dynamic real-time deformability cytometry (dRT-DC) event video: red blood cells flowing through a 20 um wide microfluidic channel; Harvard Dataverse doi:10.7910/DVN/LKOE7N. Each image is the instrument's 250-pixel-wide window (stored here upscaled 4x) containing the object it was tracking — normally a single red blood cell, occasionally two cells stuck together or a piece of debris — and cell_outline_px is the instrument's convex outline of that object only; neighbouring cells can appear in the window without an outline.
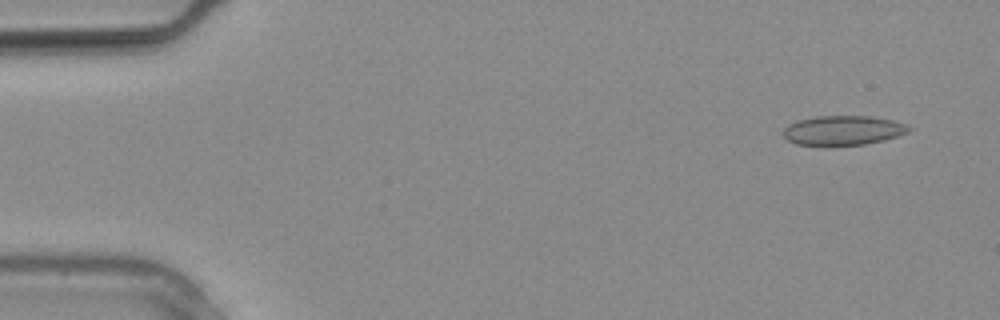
{"species": "common noctule bat (a hibernating species)", "species_latin": "Nyctalus noctula", "temperature_condition": "warm", "stored_images_in_passage": 28, "camera_frame_rate_fps": 3000, "um_per_image_px": 0.085, "animal": {"sex": "male", "body_mass_g": 20.4}, "frame": {"image": 1, "passage_image": 2, "time_ms": 0.333, "image_size_px": [1000, 320], "cell_outline_px": [[912, 128], [908, 132], [884, 140], [864, 144], [796, 144], [788, 140], [780, 132], [788, 124], [796, 120], [816, 116], [872, 116], [892, 120], [908, 124]], "centroid_in_image_um": [71.65, 11.05], "position_along_channel_um": 13.3, "area_um2": 21.44}}
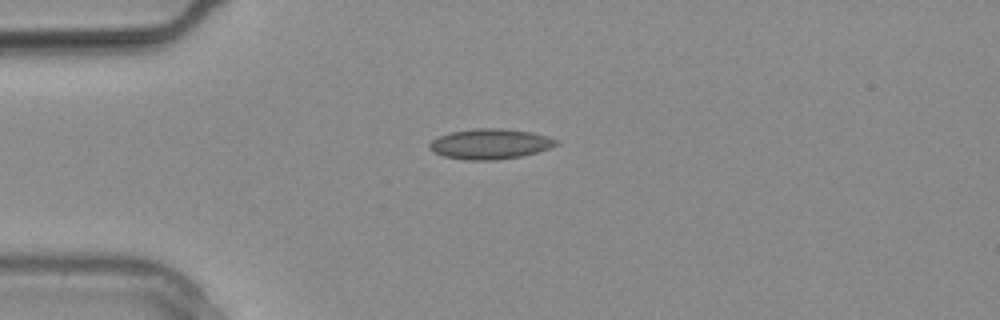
{"frame": {"image": 2, "passage_image": 7, "time_ms": 2.0, "image_size_px": [1000, 320], "cell_outline_px": [[560, 144], [536, 152], [520, 156], [492, 160], [468, 160], [444, 156], [432, 152], [428, 148], [428, 144], [432, 140], [440, 136], [452, 132], [480, 128], [500, 128], [532, 132], [548, 136], [560, 140]], "centroid_in_image_um": [41.67, 12.23], "position_along_channel_um": 43.3, "area_um2": 22.25}}